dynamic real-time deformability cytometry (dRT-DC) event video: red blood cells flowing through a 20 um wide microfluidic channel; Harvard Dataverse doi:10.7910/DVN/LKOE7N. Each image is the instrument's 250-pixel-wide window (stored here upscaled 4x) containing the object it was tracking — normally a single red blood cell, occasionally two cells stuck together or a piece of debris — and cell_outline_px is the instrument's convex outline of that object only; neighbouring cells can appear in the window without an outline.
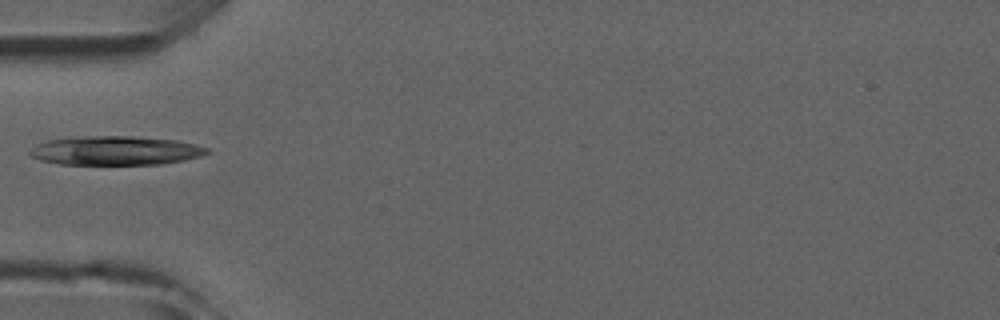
{"species": "common noctule bat (a hibernating species)", "species_latin": "Nyctalus noctula", "temperature_condition": "room temperature", "stored_images_in_passage": 6, "camera_frame_rate_fps": 3000, "um_per_image_px": 0.085, "animal": {"sex": "male", "forearm_length_mm": 52.5}, "frame": {"image": 1, "passage_image": 5, "time_ms": 4.667, "image_size_px": [1000, 320], "cell_outline_px": [[212, 152], [200, 156], [184, 160], [160, 164], [60, 164], [40, 160], [32, 156], [28, 152], [32, 148], [48, 140], [88, 136], [132, 136], [176, 140], [208, 148]], "centroid_in_image_um": [9.84, 12.8], "position_along_channel_um": 75.2, "area_um2": 29.59}}
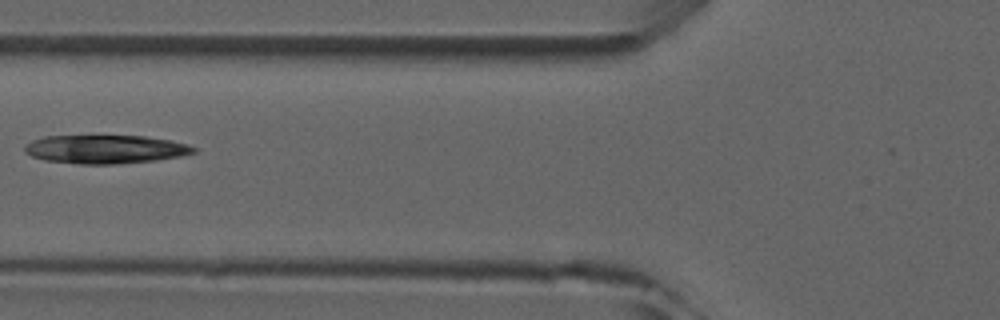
{"frame": {"image": 2, "passage_image": 6, "time_ms": 5.667, "image_size_px": [1000, 320], "cell_outline_px": [[196, 152], [180, 156], [156, 160], [112, 164], [76, 164], [44, 160], [32, 156], [24, 152], [24, 148], [32, 140], [44, 136], [144, 136], [172, 140], [188, 144], [196, 148]], "centroid_in_image_um": [8.96, 12.68], "position_along_channel_um": 116.8, "area_um2": 28.09}}